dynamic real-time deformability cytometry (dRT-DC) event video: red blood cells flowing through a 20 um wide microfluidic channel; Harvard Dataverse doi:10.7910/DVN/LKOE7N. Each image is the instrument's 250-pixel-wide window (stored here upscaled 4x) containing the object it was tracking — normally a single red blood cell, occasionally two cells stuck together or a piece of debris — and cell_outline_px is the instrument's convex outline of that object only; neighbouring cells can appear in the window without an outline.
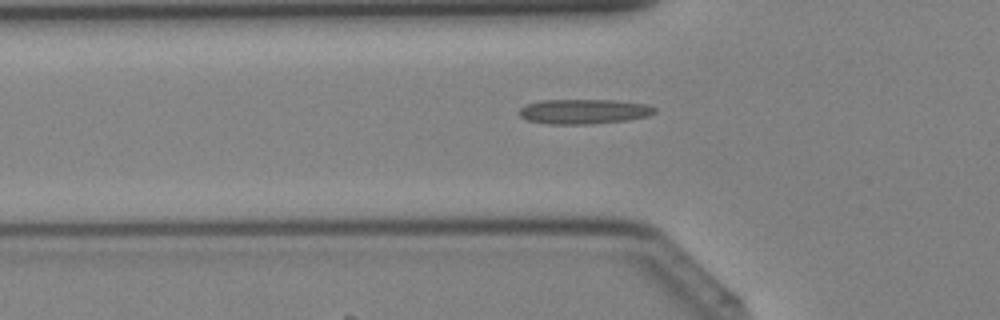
{"species": "Egyptian fruit bat (a non-hibernating species)", "species_latin": "Rousettus aegyptiacus", "temperature_condition": "cold", "stored_images_in_passage": 32, "camera_frame_rate_fps": 3000, "um_per_image_px": 0.085, "animal": {"sex": "female"}, "frame": {"image": 1, "passage_image": 6, "time_ms": 1.667, "image_size_px": [1000, 320], "cell_outline_px": [[656, 112], [648, 116], [624, 120], [588, 124], [548, 124], [528, 120], [520, 116], [520, 108], [524, 104], [540, 100], [616, 100], [648, 104], [656, 108]], "centroid_in_image_um": [49.62, 9.46], "position_along_channel_um": 76.2, "area_um2": 19.59}}
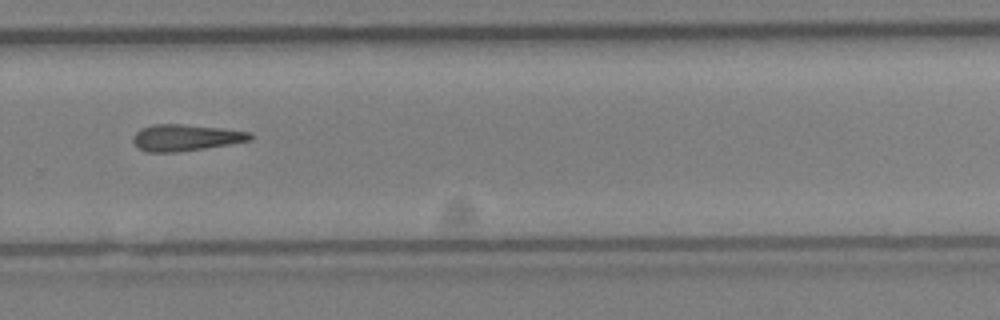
{"frame": {"image": 2, "passage_image": 20, "time_ms": 6.333, "image_size_px": [1000, 320], "cell_outline_px": [[256, 136], [252, 140], [232, 144], [180, 152], [148, 152], [140, 148], [132, 140], [132, 136], [140, 128], [152, 124], [180, 124], [220, 128], [252, 132]], "centroid_in_image_um": [15.83, 11.7], "position_along_channel_um": 314.0, "area_um2": 18.26}}
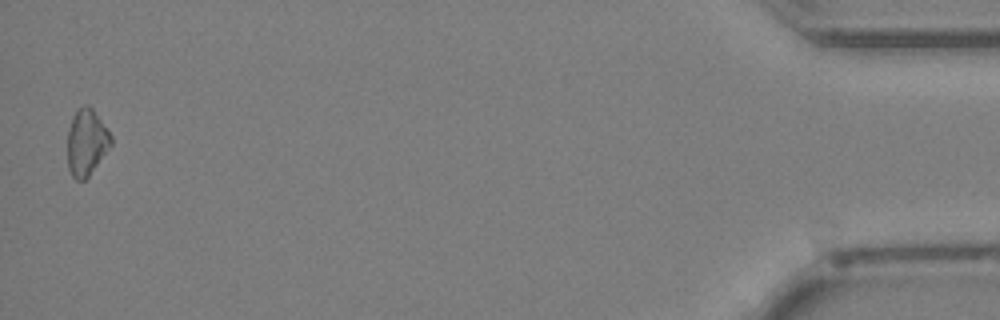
{"frame": {"image": 3, "passage_image": 32, "time_ms": 10.333, "image_size_px": [1000, 320], "cell_outline_px": [[112, 144], [88, 176], [84, 180], [76, 180], [72, 176], [68, 168], [68, 128], [72, 116], [84, 104], [88, 104], [92, 108], [112, 136]], "centroid_in_image_um": [7.34, 12.09], "position_along_channel_um": 427.9, "area_um2": 16.65}}